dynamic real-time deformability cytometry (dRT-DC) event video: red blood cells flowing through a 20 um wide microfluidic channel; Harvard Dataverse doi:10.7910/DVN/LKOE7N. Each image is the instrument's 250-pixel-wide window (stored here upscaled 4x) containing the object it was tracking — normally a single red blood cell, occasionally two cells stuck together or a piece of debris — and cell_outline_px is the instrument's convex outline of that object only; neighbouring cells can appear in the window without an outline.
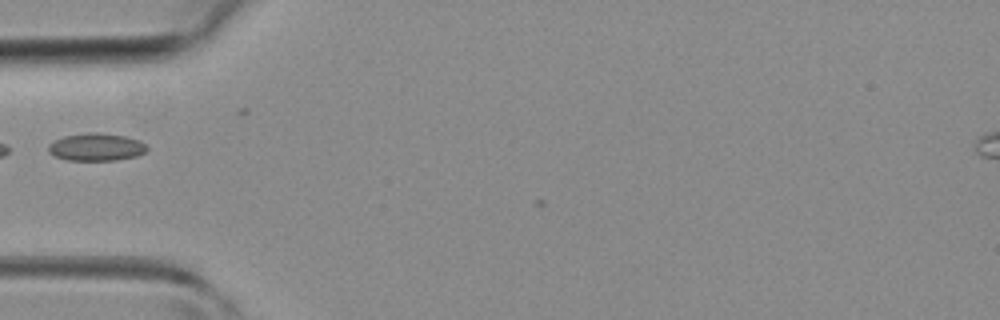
{"species": "common noctule bat (a hibernating species)", "species_latin": "Nyctalus noctula", "temperature_condition": "room temperature", "stored_images_in_passage": 2, "camera_frame_rate_fps": 3000, "um_per_image_px": 0.085, "animal": {"sex": "female", "body_mass_g": 19.3, "forearm_length_mm": 54.1}, "frame": {"image": 1, "passage_image": 1, "time_ms": 0.0, "image_size_px": [1000, 320], "cell_outline_px": [[148, 148], [144, 152], [136, 156], [116, 160], [68, 160], [56, 156], [48, 152], [48, 144], [64, 136], [88, 132], [96, 132], [124, 136], [140, 140]], "centroid_in_image_um": [8.17, 12.49], "position_along_channel_um": 76.8, "area_um2": 15.72}}